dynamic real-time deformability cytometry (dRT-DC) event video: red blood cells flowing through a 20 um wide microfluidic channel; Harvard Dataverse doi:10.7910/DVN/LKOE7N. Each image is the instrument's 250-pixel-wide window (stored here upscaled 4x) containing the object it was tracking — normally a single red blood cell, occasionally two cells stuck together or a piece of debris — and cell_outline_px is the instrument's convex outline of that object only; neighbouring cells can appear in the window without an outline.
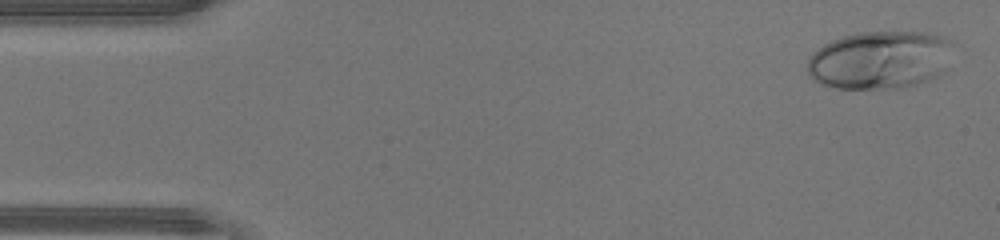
{"species": "human", "species_latin": "Homo sapiens", "temperature_condition": "warm", "stored_images_in_passage": 46, "camera_frame_rate_fps": 3000, "um_per_image_px": 0.085, "donor": {"sex": "male"}, "frame": {"image": 1, "passage_image": 2, "time_ms": 0.333, "image_size_px": [1000, 240], "cell_outline_px": [[948, 40], [936, 76], [928, 80], [916, 84], [900, 88], [836, 88], [824, 84], [816, 80], [808, 72], [808, 60], [812, 52], [824, 44], [832, 40], [844, 36], [860, 32], [920, 32], [940, 36]], "centroid_in_image_um": [74.62, 5.1], "position_along_channel_um": 10.4, "area_um2": 47.45}}
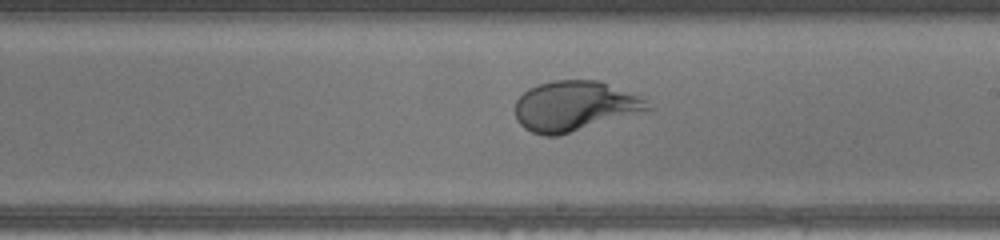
{"frame": {"image": 2, "passage_image": 26, "time_ms": 8.333, "image_size_px": [1000, 240], "cell_outline_px": [[652, 108], [648, 112], [556, 136], [544, 136], [532, 132], [524, 128], [516, 120], [516, 100], [528, 88], [536, 84], [552, 80], [600, 80], [644, 96]], "centroid_in_image_um": [48.92, 9.01], "position_along_channel_um": 240.1, "area_um2": 39.48}}
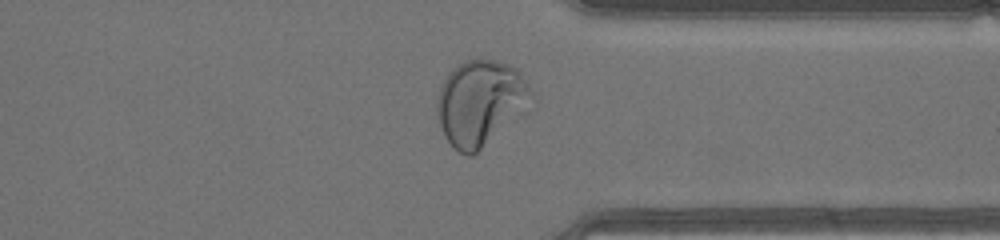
{"frame": {"image": 3, "passage_image": 35, "time_ms": 11.333, "image_size_px": [1000, 240], "cell_outline_px": [[536, 100], [472, 156], [468, 156], [460, 152], [444, 136], [436, 116], [436, 100], [440, 88], [448, 72], [452, 68], [464, 60], [480, 56], [512, 64], [516, 68], [536, 92]], "centroid_in_image_um": [40.85, 8.65], "position_along_channel_um": 370.5, "area_um2": 47.57}, "authors_computed_cell_mechanics": {"area_um2": 43.639, "velocity_mm_per_s": 4.4506, "shape_relaxation_time_tau1_ms": 2.7648, "shape_relaxation_time_tau2_ms": null, "deformation_change_tau1": 0.2226, "deformation_change_tau2": null}}